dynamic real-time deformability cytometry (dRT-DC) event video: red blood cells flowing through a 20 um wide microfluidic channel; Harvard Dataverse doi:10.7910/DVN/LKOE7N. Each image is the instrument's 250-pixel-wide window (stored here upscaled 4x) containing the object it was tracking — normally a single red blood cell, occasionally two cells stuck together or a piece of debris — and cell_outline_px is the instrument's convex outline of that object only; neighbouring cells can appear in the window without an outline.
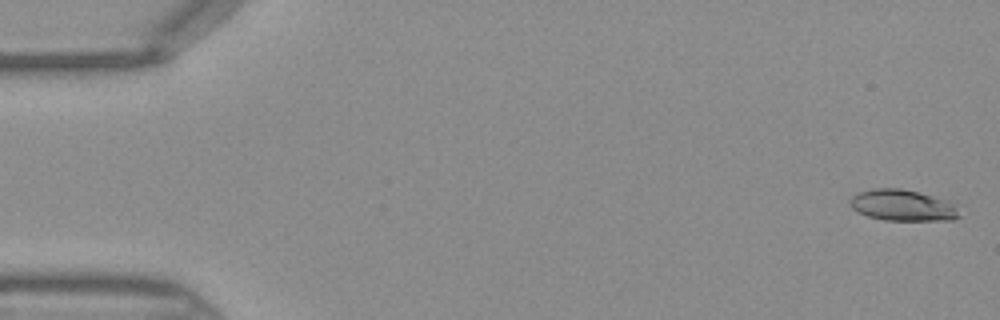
{"species": "Egyptian fruit bat (a non-hibernating species)", "species_latin": "Rousettus aegyptiacus", "temperature_condition": "warm", "stored_images_in_passage": 45, "camera_frame_rate_fps": 3000, "um_per_image_px": 0.085, "frame": {"image": 1, "passage_image": 1, "time_ms": 0.0, "image_size_px": [1000, 320], "cell_outline_px": [[960, 216], [956, 220], [884, 220], [868, 216], [856, 212], [848, 204], [848, 200], [852, 196], [860, 192], [872, 188], [900, 188], [920, 192], [944, 200], [952, 204]], "centroid_in_image_um": [76.65, 17.45], "position_along_channel_um": 8.4, "area_um2": 19.83}}
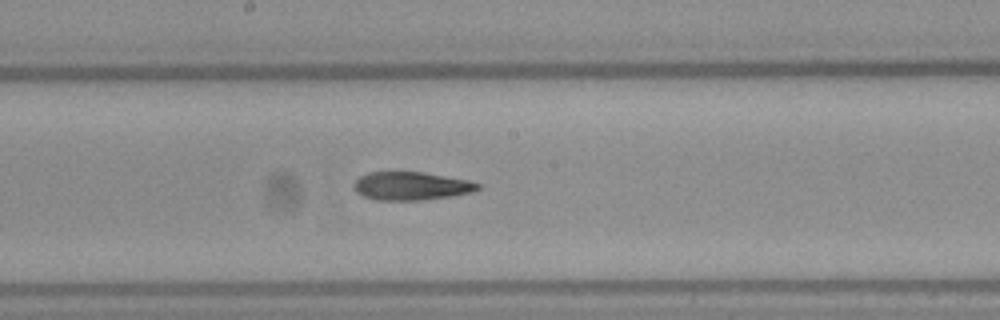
{"frame": {"image": 2, "passage_image": 24, "time_ms": 7.667, "image_size_px": [1000, 320], "cell_outline_px": [[480, 188], [472, 192], [452, 196], [420, 200], [376, 200], [364, 196], [356, 192], [352, 184], [360, 176], [368, 172], [424, 172], [468, 180], [480, 184]], "centroid_in_image_um": [34.94, 15.81], "position_along_channel_um": 213.3, "area_um2": 20.4}}
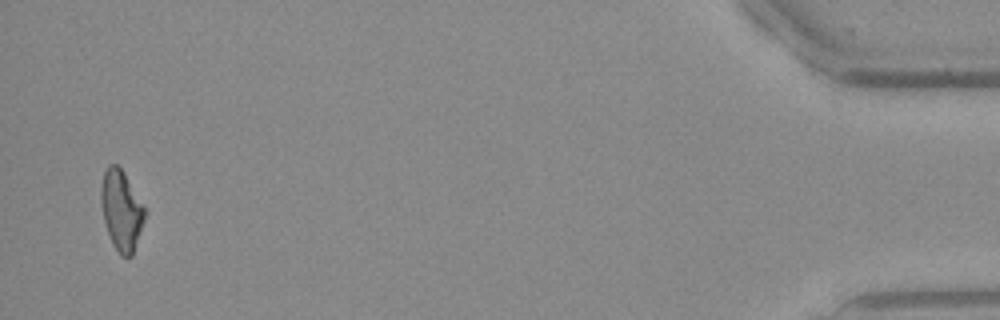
{"frame": {"image": 3, "passage_image": 44, "time_ms": 14.333, "image_size_px": [1000, 320], "cell_outline_px": [[144, 220], [132, 256], [120, 256], [112, 244], [104, 220], [100, 200], [100, 188], [104, 172], [108, 164], [116, 164], [124, 172], [144, 204]], "centroid_in_image_um": [10.3, 17.85], "position_along_channel_um": 424.9, "area_um2": 20.35}}